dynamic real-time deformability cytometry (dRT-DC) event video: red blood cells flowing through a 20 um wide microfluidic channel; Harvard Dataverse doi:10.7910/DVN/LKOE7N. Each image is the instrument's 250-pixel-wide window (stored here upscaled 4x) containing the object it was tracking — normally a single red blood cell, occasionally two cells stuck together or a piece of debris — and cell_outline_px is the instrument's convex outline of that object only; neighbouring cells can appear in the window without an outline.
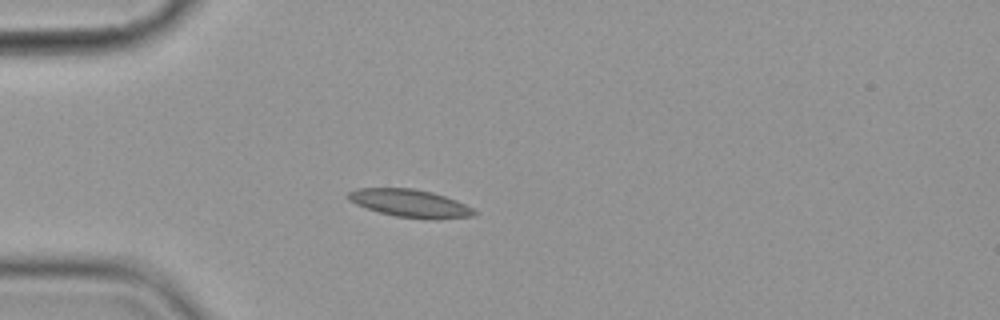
{"species": "common noctule bat (a hibernating species)", "species_latin": "Nyctalus noctula", "temperature_condition": "cold", "stored_images_in_passage": 4, "camera_frame_rate_fps": 3000, "um_per_image_px": 0.085, "animal": {"sex": "female", "body_mass_g": 19.9}, "frame": {"image": 1, "passage_image": 4, "time_ms": 3.333, "image_size_px": [1000, 320], "cell_outline_px": [[480, 212], [472, 216], [436, 220], [432, 220], [396, 216], [380, 212], [356, 204], [348, 200], [348, 192], [356, 188], [412, 188], [432, 192], [456, 200]], "centroid_in_image_um": [34.88, 17.28], "position_along_channel_um": 50.1, "area_um2": 20.4}}